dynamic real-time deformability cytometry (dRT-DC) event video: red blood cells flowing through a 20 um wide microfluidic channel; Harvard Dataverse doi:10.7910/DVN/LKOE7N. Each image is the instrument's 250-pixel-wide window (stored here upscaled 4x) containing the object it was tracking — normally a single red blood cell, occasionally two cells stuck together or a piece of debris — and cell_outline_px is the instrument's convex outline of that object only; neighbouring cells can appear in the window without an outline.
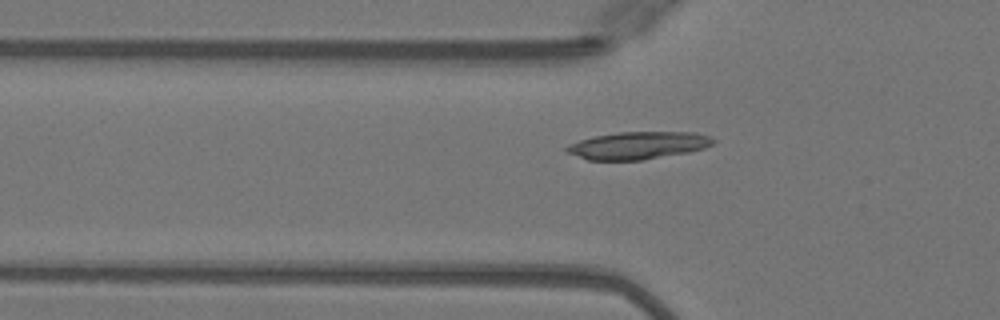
{"species": "Egyptian fruit bat (a non-hibernating species)", "species_latin": "Rousettus aegyptiacus", "temperature_condition": "warm", "stored_images_in_passage": 46, "camera_frame_rate_fps": 3000, "um_per_image_px": 0.085, "animal": {"sex": "female"}, "frame": {"image": 1, "passage_image": 13, "time_ms": 4.0, "image_size_px": [1000, 320], "cell_outline_px": [[716, 140], [712, 144], [704, 148], [688, 152], [644, 160], [588, 160], [568, 152], [564, 148], [568, 144], [592, 136], [616, 132], [692, 132], [712, 136]], "centroid_in_image_um": [54.24, 12.35], "position_along_channel_um": 71.6, "area_um2": 23.52}}
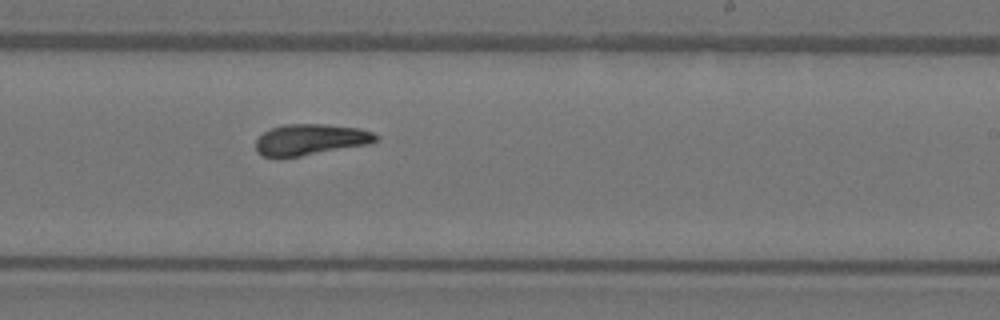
{"frame": {"image": 2, "passage_image": 27, "time_ms": 8.667, "image_size_px": [1000, 320], "cell_outline_px": [[380, 136], [372, 144], [280, 160], [276, 160], [260, 156], [256, 152], [256, 140], [264, 132], [272, 128], [284, 124], [324, 124], [360, 128], [372, 132]], "centroid_in_image_um": [26.36, 11.91], "position_along_channel_um": 262.6, "area_um2": 22.54}}
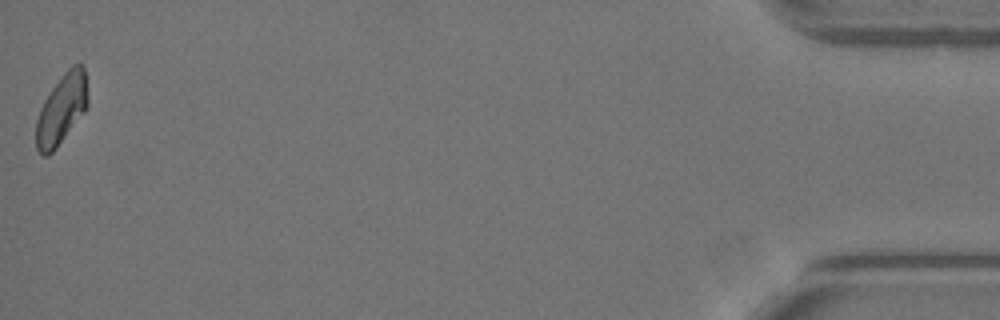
{"frame": {"image": 3, "passage_image": 46, "time_ms": 15.0, "image_size_px": [1000, 320], "cell_outline_px": [[88, 104], [84, 112], [56, 148], [48, 156], [44, 156], [36, 148], [36, 120], [40, 108], [44, 100], [52, 88], [64, 72], [72, 64], [84, 64], [88, 100]], "centroid_in_image_um": [5.23, 9.27], "position_along_channel_um": 430.0, "area_um2": 20.98}, "authors_computed_cell_mechanics": {"area_um2": 21.9062, "velocity_mm_per_s": 4.0982, "shape_relaxation_time_tau1_ms": 5.54, "shape_relaxation_time_tau2_ms": 1.8792, "deformation_change_tau1": 0.1701, "deformation_change_tau2": 0.0713}}